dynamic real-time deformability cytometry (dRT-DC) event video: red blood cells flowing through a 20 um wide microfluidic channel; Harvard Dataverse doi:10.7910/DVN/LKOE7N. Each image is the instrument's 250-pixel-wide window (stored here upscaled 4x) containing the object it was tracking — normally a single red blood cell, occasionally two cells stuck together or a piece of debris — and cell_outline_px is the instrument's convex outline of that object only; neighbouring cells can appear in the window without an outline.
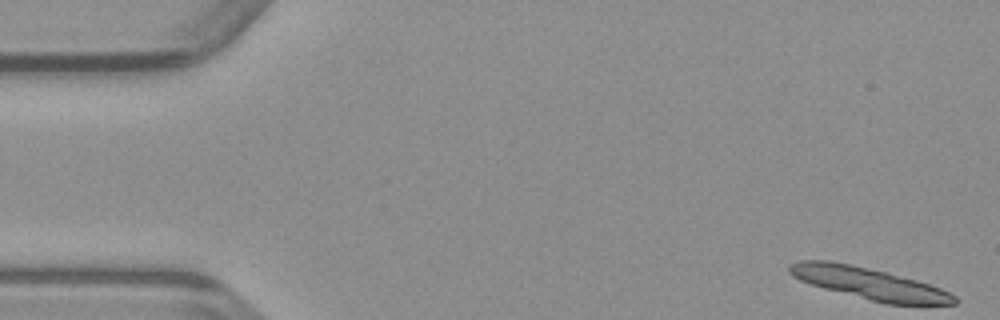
{"species": "common noctule bat (a hibernating species)", "species_latin": "Nyctalus noctula", "temperature_condition": "warm", "stored_images_in_passage": 12, "camera_frame_rate_fps": 3000, "um_per_image_px": 0.085, "animal": {"sex": "male", "body_mass_g": 23.1, "forearm_length_mm": 52.7}, "frame": {"image": 1, "passage_image": 1, "time_ms": 0.0, "image_size_px": [1000, 320], "cell_outline_px": [[956, 304], [888, 304], [824, 288], [800, 280], [792, 276], [788, 272], [788, 264], [800, 260], [832, 260], [852, 264], [888, 272], [916, 280], [940, 288], [956, 296]], "centroid_in_image_um": [73.83, 24.06], "position_along_channel_um": 11.2, "area_um2": 30.23}}